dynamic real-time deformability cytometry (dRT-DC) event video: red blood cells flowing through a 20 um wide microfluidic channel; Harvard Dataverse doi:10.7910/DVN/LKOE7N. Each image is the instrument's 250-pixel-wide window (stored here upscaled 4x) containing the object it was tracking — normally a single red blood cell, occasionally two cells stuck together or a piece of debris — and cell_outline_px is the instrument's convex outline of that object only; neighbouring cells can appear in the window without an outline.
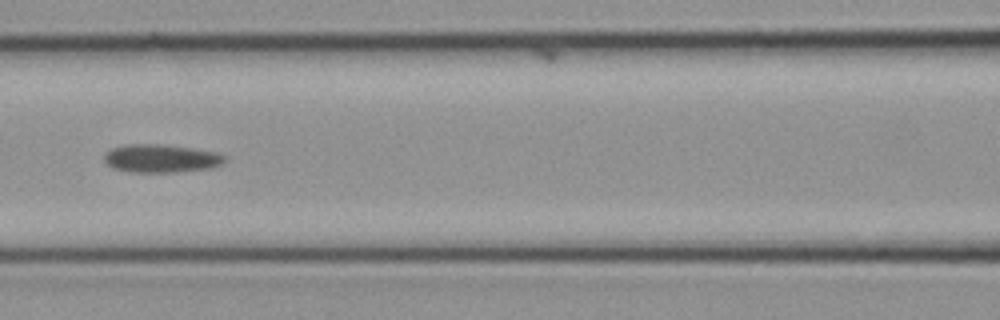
{"species": "common noctule bat (a hibernating species)", "species_latin": "Nyctalus noctula", "temperature_condition": "cold", "stored_images_in_passage": 9, "camera_frame_rate_fps": 3000, "um_per_image_px": 0.085, "animal": {"sex": "female", "body_mass_g": 21.9}, "frame": {"image": 1, "passage_image": 7, "time_ms": 2.0, "image_size_px": [1000, 320], "cell_outline_px": [[228, 160], [212, 168], [176, 172], [132, 172], [112, 168], [104, 160], [104, 152], [112, 148], [128, 144], [160, 144], [192, 148], [216, 152], [228, 156]], "centroid_in_image_um": [13.71, 13.46], "position_along_channel_um": 152.9, "area_um2": 19.94}}